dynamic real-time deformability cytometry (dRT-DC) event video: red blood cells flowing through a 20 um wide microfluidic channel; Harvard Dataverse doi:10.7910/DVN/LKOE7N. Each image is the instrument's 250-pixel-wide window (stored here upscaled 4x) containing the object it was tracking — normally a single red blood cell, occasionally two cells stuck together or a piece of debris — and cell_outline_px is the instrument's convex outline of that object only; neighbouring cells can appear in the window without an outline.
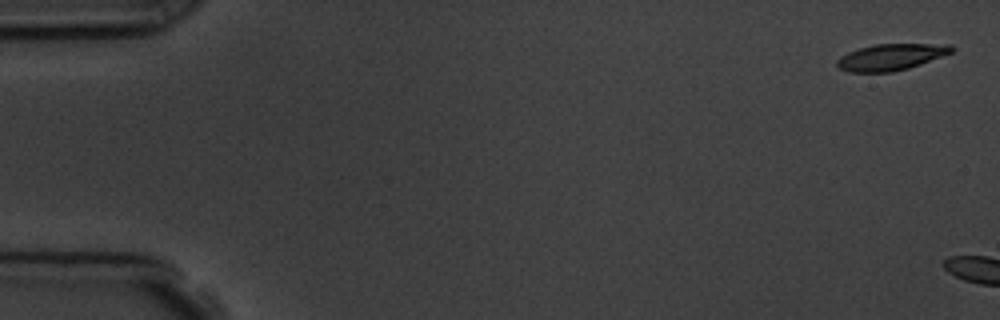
{"species": "common noctule bat (a hibernating species)", "species_latin": "Nyctalus noctula", "temperature_condition": "room temperature", "stored_images_in_passage": 2, "camera_frame_rate_fps": 3000, "um_per_image_px": 0.085, "animal": {"sex": "male", "body_mass_g": 19.5, "forearm_length_mm": 54.6}, "frame": {"image": 1, "passage_image": 1, "time_ms": 0.0, "image_size_px": [1000, 320], "cell_outline_px": [[956, 48], [952, 52], [920, 64], [908, 68], [892, 72], [848, 72], [840, 68], [836, 64], [836, 60], [840, 56], [848, 52], [860, 48], [876, 44], [952, 44]], "centroid_in_image_um": [75.73, 4.84], "position_along_channel_um": 9.3, "area_um2": 17.57}}